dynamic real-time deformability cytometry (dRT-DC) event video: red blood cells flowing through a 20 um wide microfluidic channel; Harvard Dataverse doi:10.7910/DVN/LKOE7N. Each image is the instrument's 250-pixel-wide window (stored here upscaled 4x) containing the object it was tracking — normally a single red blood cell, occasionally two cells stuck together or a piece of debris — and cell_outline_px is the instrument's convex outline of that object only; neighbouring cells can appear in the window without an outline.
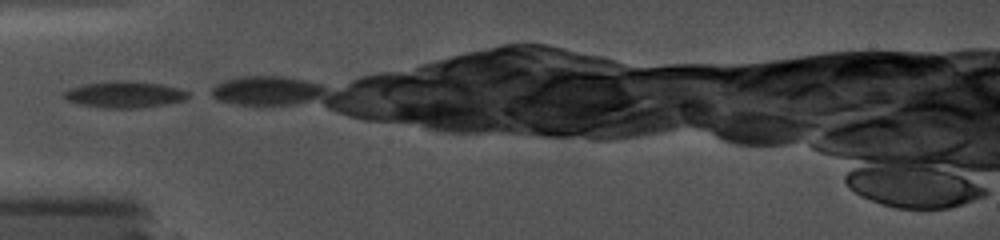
{"species": "common noctule bat (a hibernating species)", "species_latin": "Nyctalus noctula", "temperature_condition": "cold", "stored_images_in_passage": 15, "camera_frame_rate_fps": 5000, "um_per_image_px": 0.085, "animal": {"sex": "female", "body_mass_g": 19.0, "forearm_length_mm": 56.7}, "frame": {"image": 1, "passage_image": 1, "time_ms": 0.0, "image_size_px": [1000, 240], "cell_outline_px": [[188, 96], [184, 100], [168, 104], [140, 108], [104, 108], [80, 104], [68, 100], [64, 96], [64, 92], [68, 88], [84, 84], [116, 80], [128, 80], [160, 84], [180, 88], [188, 92]], "centroid_in_image_um": [10.6, 8.03], "position_along_channel_um": 74.4, "area_um2": 19.19}}